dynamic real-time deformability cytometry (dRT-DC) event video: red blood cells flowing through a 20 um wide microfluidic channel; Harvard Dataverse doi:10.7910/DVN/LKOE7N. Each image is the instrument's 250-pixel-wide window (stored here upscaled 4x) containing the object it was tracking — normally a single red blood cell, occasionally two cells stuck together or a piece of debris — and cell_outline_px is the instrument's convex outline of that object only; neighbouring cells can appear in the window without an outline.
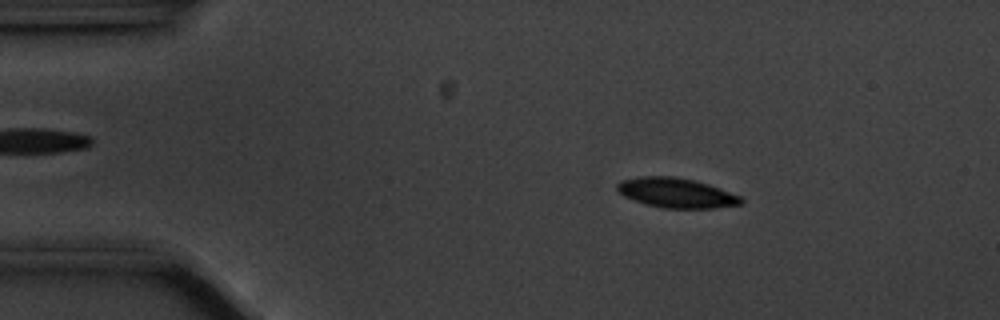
{"species": "common noctule bat (a hibernating species)", "species_latin": "Nyctalus noctula", "temperature_condition": "cold", "stored_images_in_passage": 55, "camera_frame_rate_fps": 3000, "um_per_image_px": 0.085, "animal": {"sex": "male", "body_mass_g": 20.1, "forearm_length_mm": 53.5}, "frame": {"image": 1, "passage_image": 8, "time_ms": 2.333, "image_size_px": [1000, 320], "cell_outline_px": [[744, 200], [740, 204], [716, 208], [664, 208], [644, 204], [624, 196], [616, 188], [616, 184], [620, 180], [640, 176], [672, 176], [696, 180], [720, 188], [740, 196]], "centroid_in_image_um": [57.47, 16.39], "position_along_channel_um": 27.5, "area_um2": 21.56}}
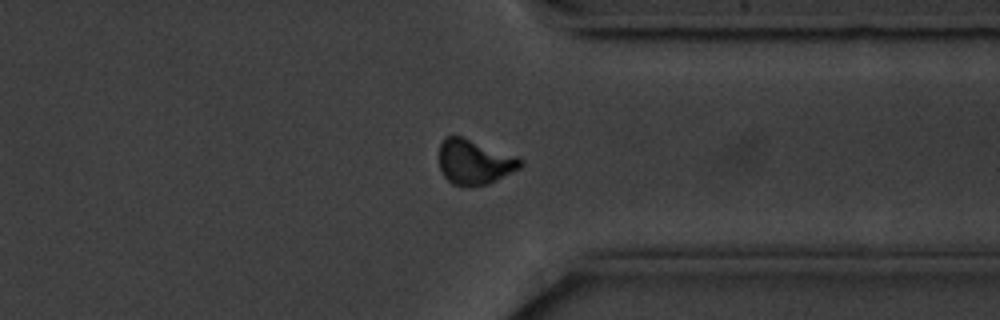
{"frame": {"image": 2, "passage_image": 42, "time_ms": 13.667, "image_size_px": [1000, 320], "cell_outline_px": [[524, 164], [520, 168], [488, 184], [468, 188], [460, 188], [452, 184], [440, 172], [440, 144], [444, 136], [460, 136], [520, 156], [524, 160]], "centroid_in_image_um": [40.35, 13.79], "position_along_channel_um": 371.1, "area_um2": 21.79}}
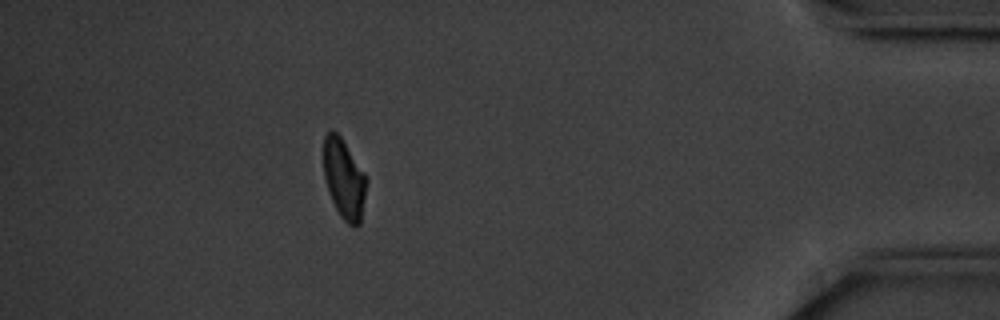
{"frame": {"image": 3, "passage_image": 49, "time_ms": 16.0, "image_size_px": [1000, 320], "cell_outline_px": [[368, 180], [360, 224], [356, 228], [348, 224], [340, 216], [328, 192], [324, 176], [324, 136], [332, 128], [340, 136], [364, 172]], "centroid_in_image_um": [29.25, 15.23], "position_along_channel_um": 405.9, "area_um2": 19.94}, "authors_computed_cell_mechanics": {"area_um2": 21.2704, "velocity_mm_per_s": 3.5322, "shape_relaxation_time_tau1_ms": 2.2209, "shape_relaxation_time_tau2_ms": 7.9411, "deformation_change_tau1": 0.1066, "deformation_change_tau2": 0.1175}}